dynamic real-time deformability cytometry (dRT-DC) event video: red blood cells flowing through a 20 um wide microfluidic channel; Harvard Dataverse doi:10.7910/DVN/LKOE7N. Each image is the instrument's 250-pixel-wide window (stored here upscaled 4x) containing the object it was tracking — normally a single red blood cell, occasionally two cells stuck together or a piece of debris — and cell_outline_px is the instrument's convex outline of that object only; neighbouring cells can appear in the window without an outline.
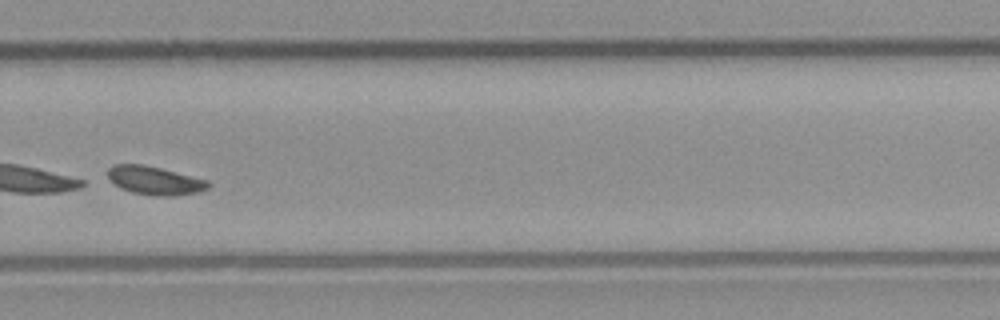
{"species": "common noctule bat (a hibernating species)", "species_latin": "Nyctalus noctula", "temperature_condition": "room temperature", "stored_images_in_passage": 37, "camera_frame_rate_fps": 3000, "um_per_image_px": 0.085, "animal": {"sex": "male", "body_mass_g": 23.1, "forearm_length_mm": 52.7}, "frame": {"image": 1, "passage_image": 32, "time_ms": 10.333, "image_size_px": [1000, 320], "cell_outline_px": [[212, 184], [208, 188], [200, 192], [172, 196], [152, 196], [132, 192], [120, 188], [108, 176], [108, 168], [112, 164], [144, 164], [208, 180]], "centroid_in_image_um": [13.18, 15.35], "position_along_channel_um": 316.6, "area_um2": 16.7}}